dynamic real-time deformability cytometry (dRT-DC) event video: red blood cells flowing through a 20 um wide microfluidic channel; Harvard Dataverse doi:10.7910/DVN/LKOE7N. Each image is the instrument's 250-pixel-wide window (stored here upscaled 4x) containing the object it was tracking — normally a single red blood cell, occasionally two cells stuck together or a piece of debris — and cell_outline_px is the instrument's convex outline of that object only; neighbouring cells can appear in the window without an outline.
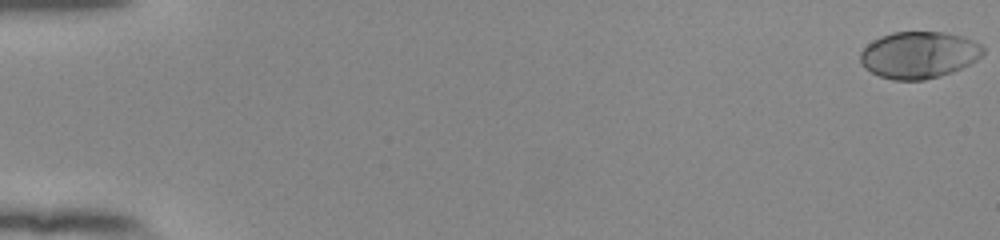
{"species": "human", "species_latin": "Homo sapiens", "temperature_condition": "room temperature", "stored_images_in_passage": 11, "camera_frame_rate_fps": 3000, "um_per_image_px": 0.085, "donor": {"sex": "female"}, "frame": {"image": 1, "passage_image": 1, "time_ms": 0.0, "image_size_px": [1000, 240], "cell_outline_px": [[984, 52], [976, 60], [952, 72], [940, 76], [924, 80], [892, 80], [880, 76], [864, 68], [860, 64], [860, 52], [872, 40], [880, 36], [892, 32], [944, 32], [964, 36], [980, 44], [984, 48]], "centroid_in_image_um": [78.08, 4.66], "position_along_channel_um": 6.9, "area_um2": 33.58}}